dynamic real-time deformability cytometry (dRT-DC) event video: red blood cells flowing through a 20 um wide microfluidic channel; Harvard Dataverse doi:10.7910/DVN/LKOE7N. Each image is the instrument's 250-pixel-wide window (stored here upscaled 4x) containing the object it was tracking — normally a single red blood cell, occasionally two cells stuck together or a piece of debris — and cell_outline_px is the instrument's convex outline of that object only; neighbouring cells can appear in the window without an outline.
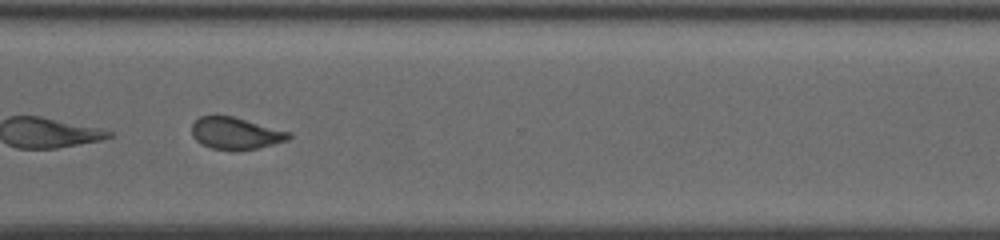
{"species": "common noctule bat (a hibernating species)", "species_latin": "Nyctalus noctula", "temperature_condition": "cold", "stored_images_in_passage": 36, "camera_frame_rate_fps": 3000, "um_per_image_px": 0.085, "animal": {"sex": "female", "body_mass_g": 19.5, "forearm_length_mm": 54.1}, "frame": {"image": 1, "passage_image": 26, "time_ms": 8.333, "image_size_px": [1000, 240], "cell_outline_px": [[292, 136], [288, 140], [256, 148], [212, 148], [196, 140], [192, 136], [192, 124], [200, 116], [232, 116], [288, 132]], "centroid_in_image_um": [19.99, 11.3], "position_along_channel_um": 350.6, "area_um2": 17.17}, "authors_computed_cell_mechanics": {"area_um2": 18.4382, "velocity_mm_per_s": 3.8208, "shape_relaxation_time_tau1_ms": 8.5425, "shape_relaxation_time_tau2_ms": 1.9454, "deformation_change_tau1": 0.1388, "deformation_change_tau2": 0.0795}}